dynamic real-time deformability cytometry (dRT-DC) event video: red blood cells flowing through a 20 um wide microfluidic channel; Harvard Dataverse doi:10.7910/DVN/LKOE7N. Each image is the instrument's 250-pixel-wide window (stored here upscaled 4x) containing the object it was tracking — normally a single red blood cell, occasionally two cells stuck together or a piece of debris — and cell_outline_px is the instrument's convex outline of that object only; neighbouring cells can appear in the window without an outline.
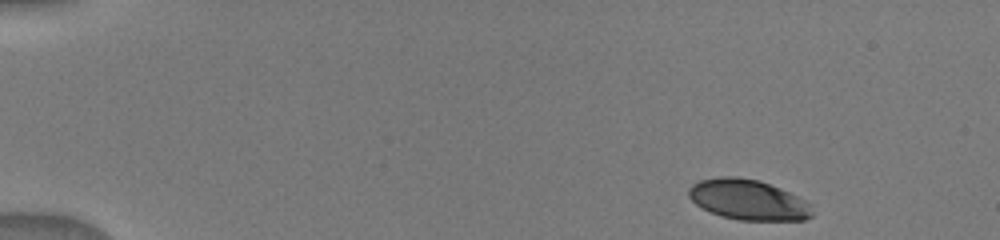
{"species": "human", "species_latin": "Homo sapiens", "temperature_condition": "warm", "stored_images_in_passage": 44, "camera_frame_rate_fps": 3000, "um_per_image_px": 0.085, "donor": {"sex": "male"}, "frame": {"image": 1, "passage_image": 1, "time_ms": 0.0, "image_size_px": [1000, 240], "cell_outline_px": [[812, 216], [804, 220], [740, 220], [724, 216], [712, 212], [696, 204], [688, 196], [688, 188], [692, 184], [700, 180], [720, 176], [736, 176], [760, 180], [780, 188], [812, 204]], "centroid_in_image_um": [63.6, 16.96], "position_along_channel_um": 21.4, "area_um2": 28.96}}
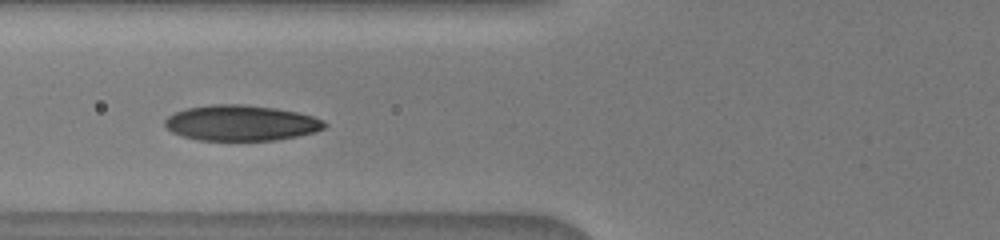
{"frame": {"image": 2, "passage_image": 17, "time_ms": 5.0, "image_size_px": [1000, 240], "cell_outline_px": [[328, 124], [324, 128], [316, 132], [276, 140], [200, 140], [184, 136], [172, 132], [164, 124], [164, 120], [168, 116], [176, 112], [188, 108], [212, 104], [240, 104], [276, 108], [296, 112], [312, 116], [324, 120]], "centroid_in_image_um": [20.51, 10.45], "position_along_channel_um": 105.3, "area_um2": 32.95}}
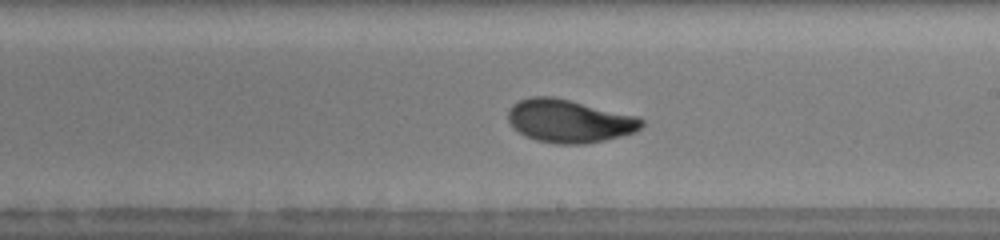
{"frame": {"image": 3, "passage_image": 30, "time_ms": 8.333, "image_size_px": [1000, 240], "cell_outline_px": [[644, 124], [636, 132], [604, 140], [584, 144], [556, 144], [536, 140], [524, 136], [512, 128], [508, 120], [508, 108], [512, 104], [520, 100], [532, 96], [552, 96], [636, 116], [644, 120]], "centroid_in_image_um": [48.34, 10.29], "position_along_channel_um": 240.7, "area_um2": 33.52}}